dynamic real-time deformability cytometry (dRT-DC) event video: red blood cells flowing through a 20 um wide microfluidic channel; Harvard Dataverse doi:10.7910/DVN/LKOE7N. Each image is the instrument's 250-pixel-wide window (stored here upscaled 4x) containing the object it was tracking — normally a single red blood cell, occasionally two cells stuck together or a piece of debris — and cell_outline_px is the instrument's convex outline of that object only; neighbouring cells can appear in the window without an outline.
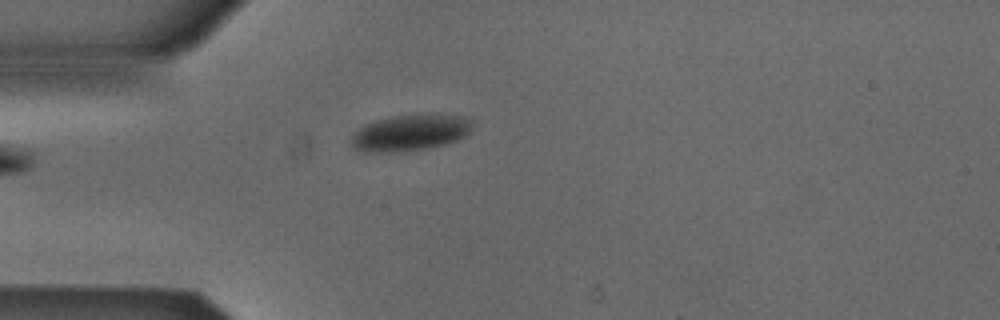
{"species": "Egyptian fruit bat (a non-hibernating species)", "species_latin": "Rousettus aegyptiacus", "temperature_condition": "cold", "stored_images_in_passage": 1, "camera_frame_rate_fps": 3000, "um_per_image_px": 0.085, "animal": {"sex": "male"}, "frame": {"image": 1, "passage_image": 1, "time_ms": 0.0, "image_size_px": [1000, 320], "cell_outline_px": [[472, 124], [468, 132], [464, 136], [456, 140], [444, 144], [428, 148], [392, 152], [376, 152], [356, 148], [352, 144], [352, 132], [364, 124], [376, 120], [392, 116], [428, 112], [436, 112], [460, 116], [472, 120]], "centroid_in_image_um": [34.88, 11.23], "position_along_channel_um": 50.1, "area_um2": 25.78}}